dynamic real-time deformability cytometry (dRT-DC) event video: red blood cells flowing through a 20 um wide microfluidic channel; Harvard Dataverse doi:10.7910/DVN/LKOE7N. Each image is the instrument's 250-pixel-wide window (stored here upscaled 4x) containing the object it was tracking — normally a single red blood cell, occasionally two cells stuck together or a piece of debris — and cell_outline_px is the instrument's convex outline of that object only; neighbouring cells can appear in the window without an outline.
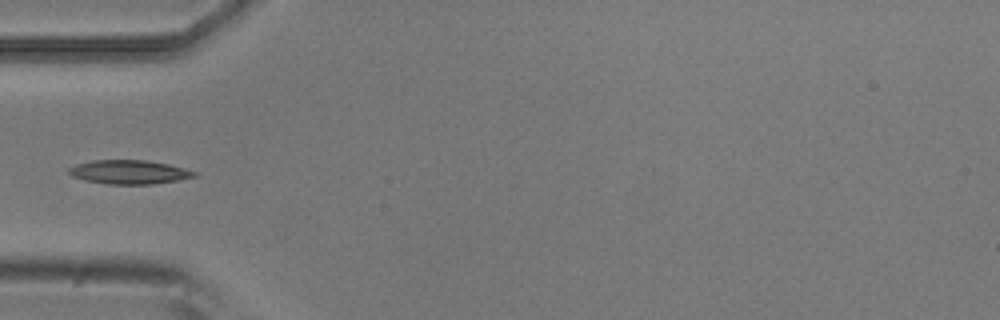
{"species": "common noctule bat (a hibernating species)", "species_latin": "Nyctalus noctula", "temperature_condition": "room temperature", "stored_images_in_passage": 5, "camera_frame_rate_fps": 3000, "um_per_image_px": 0.085, "animal": {"sex": "male", "body_mass_g": 20.5, "forearm_length_mm": 52.5}, "frame": {"image": 1, "passage_image": 4, "time_ms": 1.0, "image_size_px": [1000, 320], "cell_outline_px": [[196, 176], [176, 180], [152, 184], [108, 184], [84, 180], [72, 176], [68, 172], [68, 168], [76, 164], [92, 160], [144, 160], [168, 164], [184, 168], [196, 172]], "centroid_in_image_um": [10.93, 14.62], "position_along_channel_um": 74.1, "area_um2": 17.34}}
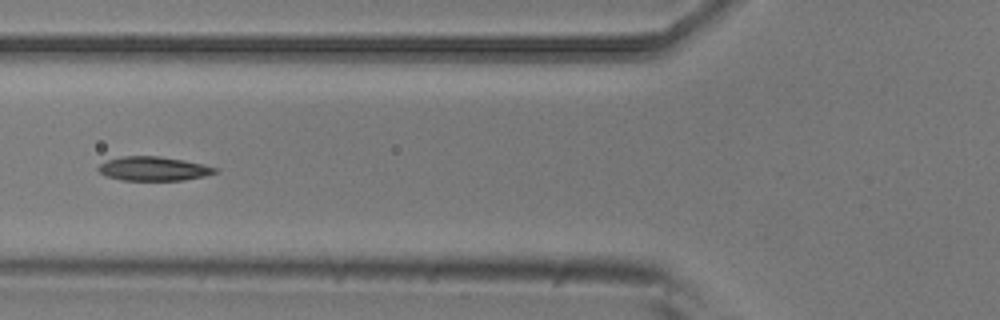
{"frame": {"image": 2, "passage_image": 5, "time_ms": 1.333, "image_size_px": [1000, 320], "cell_outline_px": [[220, 172], [204, 176], [184, 180], [124, 180], [104, 176], [96, 168], [100, 164], [108, 160], [124, 156], [160, 156], [184, 160], [204, 164], [220, 168]], "centroid_in_image_um": [13.1, 14.34], "position_along_channel_um": 112.7, "area_um2": 16.53}}